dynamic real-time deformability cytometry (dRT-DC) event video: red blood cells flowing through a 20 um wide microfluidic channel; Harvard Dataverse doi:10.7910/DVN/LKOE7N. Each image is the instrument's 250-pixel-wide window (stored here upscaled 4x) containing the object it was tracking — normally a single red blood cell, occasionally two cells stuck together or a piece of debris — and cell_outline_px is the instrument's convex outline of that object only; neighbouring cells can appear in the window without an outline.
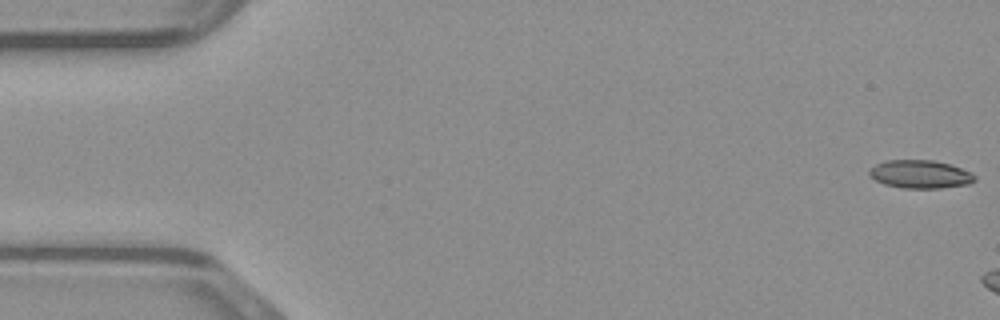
{"species": "common noctule bat (a hibernating species)", "species_latin": "Nyctalus noctula", "temperature_condition": "warm", "stored_images_in_passage": 9, "camera_frame_rate_fps": 3000, "um_per_image_px": 0.085, "animal": {"sex": "male", "body_mass_g": 23.1, "forearm_length_mm": 52.7}, "frame": {"image": 1, "passage_image": 1, "time_ms": 0.0, "image_size_px": [1000, 320], "cell_outline_px": [[976, 180], [968, 184], [940, 188], [900, 188], [884, 184], [868, 176], [868, 168], [884, 160], [932, 160], [948, 164], [972, 172], [976, 176]], "centroid_in_image_um": [78.18, 14.81], "position_along_channel_um": 6.8, "area_um2": 17.46}}